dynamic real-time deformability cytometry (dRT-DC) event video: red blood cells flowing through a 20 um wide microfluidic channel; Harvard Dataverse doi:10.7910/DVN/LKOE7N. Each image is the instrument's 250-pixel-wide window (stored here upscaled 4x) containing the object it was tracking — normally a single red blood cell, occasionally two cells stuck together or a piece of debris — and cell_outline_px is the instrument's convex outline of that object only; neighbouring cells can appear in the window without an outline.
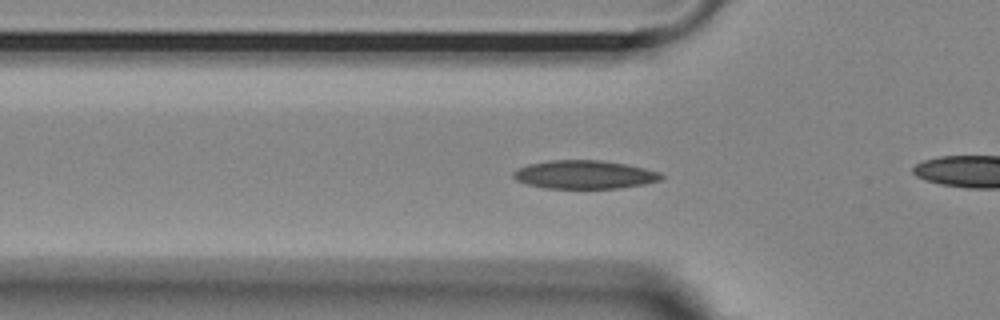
{"species": "Egyptian fruit bat (a non-hibernating species)", "species_latin": "Rousettus aegyptiacus", "temperature_condition": "room temperature", "stored_images_in_passage": 55, "camera_frame_rate_fps": 3000, "um_per_image_px": 0.085, "animal": {"sex": "female"}, "frame": {"image": 1, "passage_image": 17, "time_ms": 5.333, "image_size_px": [1000, 320], "cell_outline_px": [[664, 176], [660, 180], [644, 184], [620, 188], [544, 188], [528, 184], [516, 180], [512, 176], [512, 172], [516, 168], [528, 164], [548, 160], [600, 160], [628, 164], [660, 172]], "centroid_in_image_um": [49.66, 14.83], "position_along_channel_um": 76.1, "area_um2": 24.62}}
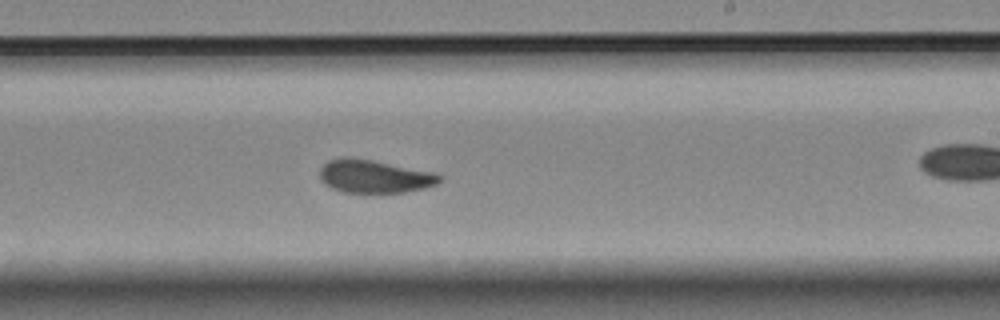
{"frame": {"image": 2, "passage_image": 32, "time_ms": 10.333, "image_size_px": [1000, 320], "cell_outline_px": [[444, 180], [436, 184], [424, 188], [404, 192], [340, 192], [324, 184], [320, 180], [320, 168], [328, 160], [344, 156], [348, 156], [372, 160], [440, 172], [444, 176]], "centroid_in_image_um": [31.88, 14.97], "position_along_channel_um": 257.1, "area_um2": 23.64}}
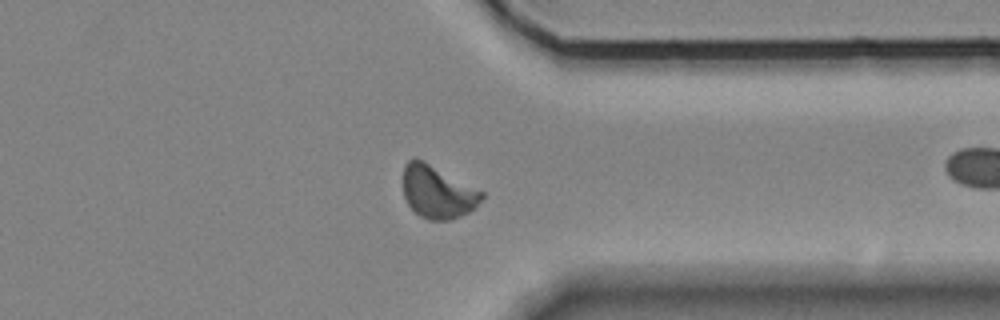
{"frame": {"image": 3, "passage_image": 42, "time_ms": 13.667, "image_size_px": [1000, 320], "cell_outline_px": [[484, 196], [476, 208], [460, 216], [448, 220], [428, 220], [420, 216], [408, 204], [404, 196], [404, 164], [408, 160], [424, 160], [484, 192]], "centroid_in_image_um": [37.21, 16.33], "position_along_channel_um": 374.2, "area_um2": 23.99}}